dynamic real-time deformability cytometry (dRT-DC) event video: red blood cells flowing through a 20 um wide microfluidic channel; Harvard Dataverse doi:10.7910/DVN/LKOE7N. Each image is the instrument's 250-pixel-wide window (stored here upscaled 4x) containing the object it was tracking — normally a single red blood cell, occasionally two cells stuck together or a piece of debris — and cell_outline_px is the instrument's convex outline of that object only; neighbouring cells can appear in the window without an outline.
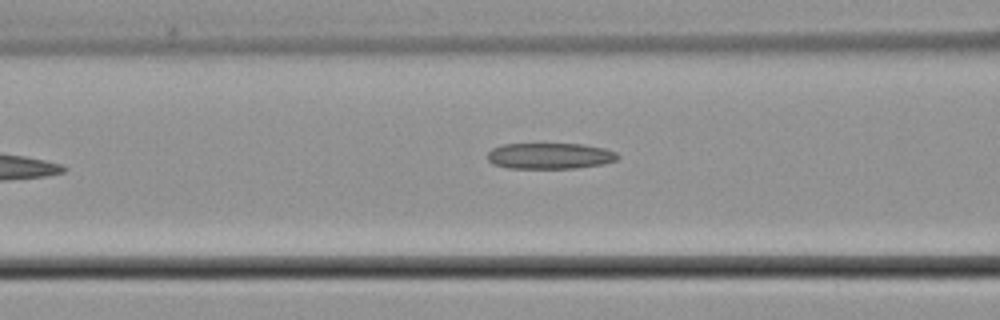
{"species": "common noctule bat (a hibernating species)", "species_latin": "Nyctalus noctula", "temperature_condition": "cold", "stored_images_in_passage": 7, "camera_frame_rate_fps": 3000, "um_per_image_px": 0.085, "animal": {"sex": "male", "body_mass_g": 21.5, "forearm_length_mm": 52.0}, "frame": {"image": 1, "passage_image": 7, "time_ms": 7.333, "image_size_px": [1000, 320], "cell_outline_px": [[620, 156], [616, 160], [604, 164], [576, 168], [508, 168], [492, 164], [488, 160], [488, 152], [492, 148], [504, 144], [584, 144], [604, 148], [616, 152]], "centroid_in_image_um": [46.75, 13.25], "position_along_channel_um": 119.9, "area_um2": 19.83}}